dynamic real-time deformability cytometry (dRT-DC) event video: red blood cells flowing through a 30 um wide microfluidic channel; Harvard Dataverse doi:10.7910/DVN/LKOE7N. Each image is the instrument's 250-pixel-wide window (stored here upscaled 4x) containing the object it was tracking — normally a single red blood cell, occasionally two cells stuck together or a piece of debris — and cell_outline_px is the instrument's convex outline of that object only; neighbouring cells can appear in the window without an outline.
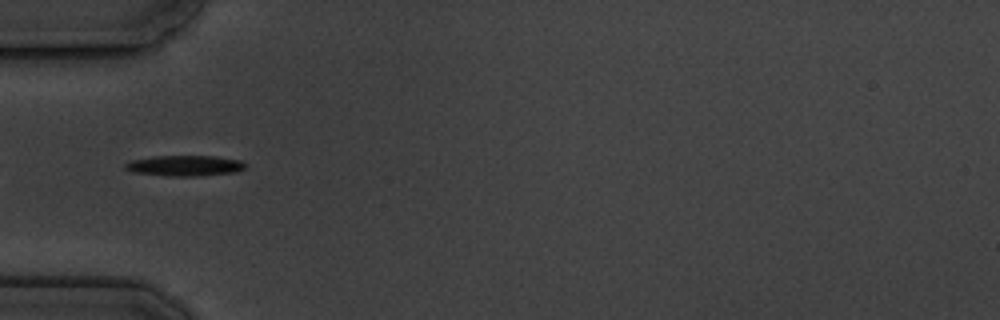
{"species": "common noctule bat (a hibernating species)", "species_latin": "Nyctalus noctula", "temperature_condition": "cold", "stored_images_in_passage": 10, "camera_frame_rate_fps": 3000, "um_per_image_px": 0.085, "animal": {"sex": "male", "body_mass_g": 19.5, "forearm_length_mm": 54.6}, "frame": {"image": 1, "passage_image": 4, "time_ms": 3.667, "image_size_px": [1000, 320], "cell_outline_px": [[248, 164], [244, 168], [236, 172], [200, 176], [168, 176], [132, 172], [124, 168], [124, 164], [132, 160], [152, 156], [216, 156], [240, 160]], "centroid_in_image_um": [15.72, 14.08], "position_along_channel_um": 69.3, "area_um2": 14.57}}
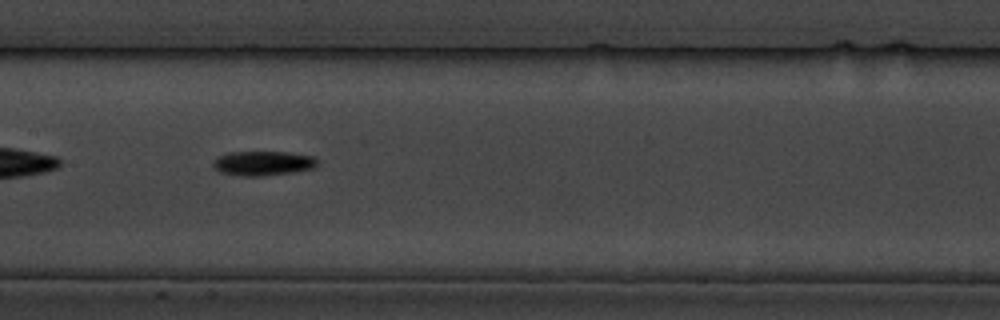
{"frame": {"image": 2, "passage_image": 7, "time_ms": 7.0, "image_size_px": [1000, 320], "cell_outline_px": [[316, 164], [312, 168], [292, 172], [264, 176], [244, 176], [220, 172], [212, 164], [220, 156], [228, 152], [288, 152], [312, 156], [316, 160]], "centroid_in_image_um": [22.35, 13.87], "position_along_channel_um": 185.1, "area_um2": 14.57}}